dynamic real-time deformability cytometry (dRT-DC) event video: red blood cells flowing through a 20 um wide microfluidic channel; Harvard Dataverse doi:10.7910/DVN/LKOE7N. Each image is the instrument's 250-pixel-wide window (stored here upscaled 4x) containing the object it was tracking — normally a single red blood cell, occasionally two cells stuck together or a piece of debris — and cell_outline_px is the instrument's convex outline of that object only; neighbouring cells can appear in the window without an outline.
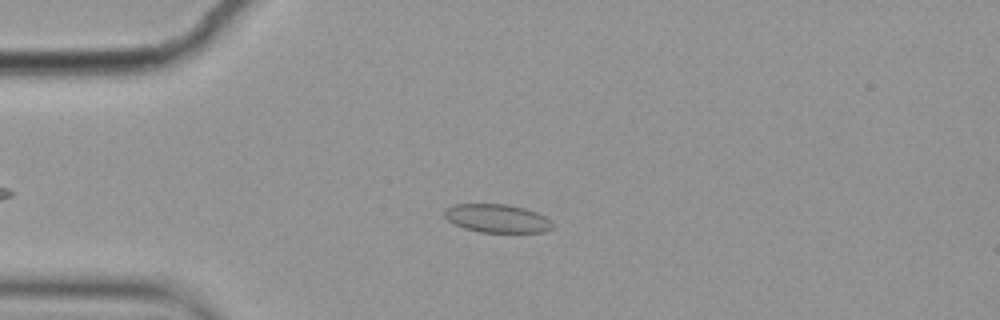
{"species": "common noctule bat (a hibernating species)", "species_latin": "Nyctalus noctula", "temperature_condition": "cold", "stored_images_in_passage": 12, "camera_frame_rate_fps": 3000, "um_per_image_px": 0.085, "animal": {"sex": "female", "body_mass_g": 19.9}, "frame": {"image": 1, "passage_image": 3, "time_ms": 0.667, "image_size_px": [1000, 320], "cell_outline_px": [[552, 228], [544, 232], [480, 232], [464, 228], [448, 220], [444, 216], [444, 208], [456, 204], [508, 204], [524, 208], [536, 212], [544, 216], [552, 224]], "centroid_in_image_um": [42.22, 18.55], "position_along_channel_um": 42.8, "area_um2": 17.74}}
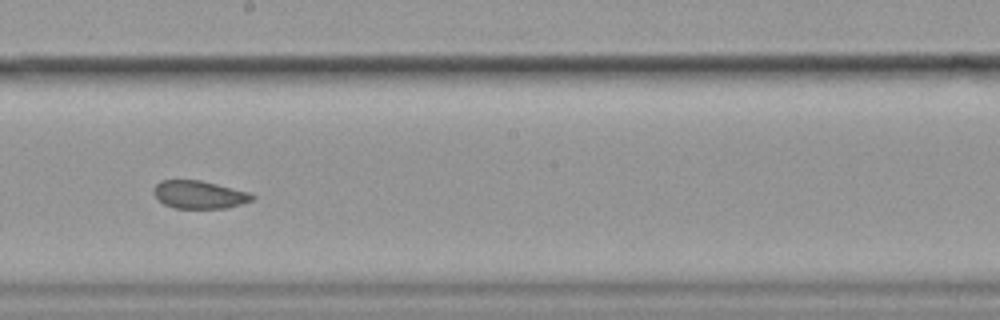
{"frame": {"image": 2, "passage_image": 8, "time_ms": 2.333, "image_size_px": [1000, 320], "cell_outline_px": [[256, 196], [252, 200], [240, 204], [224, 208], [176, 208], [164, 204], [152, 192], [152, 188], [160, 180], [200, 180], [248, 192]], "centroid_in_image_um": [16.9, 16.54], "position_along_channel_um": 231.3, "area_um2": 15.84}}
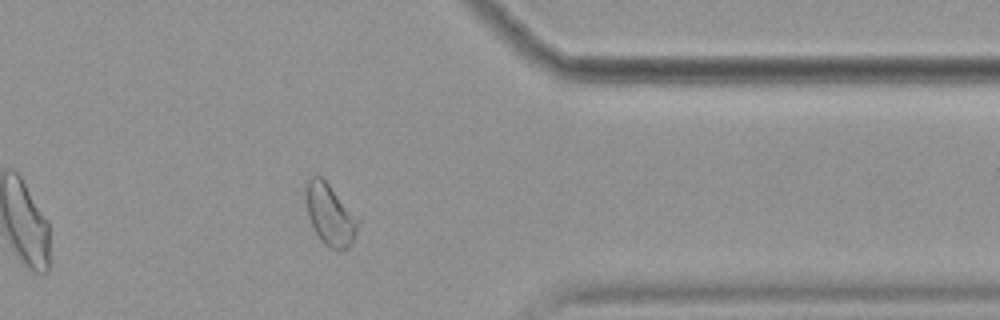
{"frame": {"image": 3, "passage_image": 12, "time_ms": 3.667, "image_size_px": [1000, 320], "cell_outline_px": [[360, 220], [352, 244], [348, 248], [340, 252], [324, 244], [320, 240], [308, 216], [308, 180], [312, 176], [320, 176], [328, 184]], "centroid_in_image_um": [28.11, 18.33], "position_along_channel_um": 383.3, "area_um2": 17.98}}